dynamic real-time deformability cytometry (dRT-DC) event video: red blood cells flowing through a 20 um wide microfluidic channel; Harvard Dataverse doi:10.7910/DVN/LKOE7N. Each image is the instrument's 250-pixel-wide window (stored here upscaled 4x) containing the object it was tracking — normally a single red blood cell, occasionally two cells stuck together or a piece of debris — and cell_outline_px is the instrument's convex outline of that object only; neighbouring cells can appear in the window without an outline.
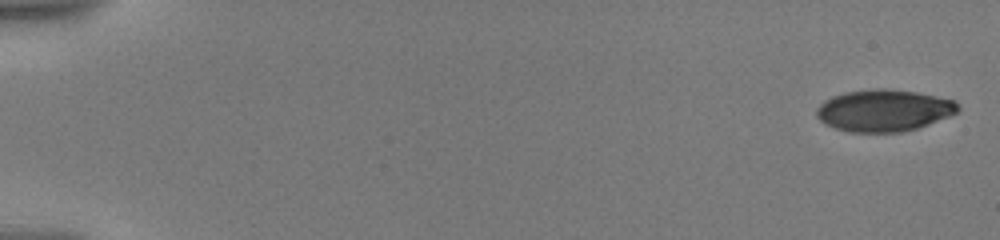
{"species": "human", "species_latin": "Homo sapiens", "temperature_condition": "warm", "stored_images_in_passage": 23, "camera_frame_rate_fps": 3000, "um_per_image_px": 0.085, "donor": {"sex": "male"}, "frame": {"image": 1, "passage_image": 1, "time_ms": 0.0, "image_size_px": [1000, 240], "cell_outline_px": [[960, 108], [956, 112], [948, 116], [928, 124], [916, 128], [900, 132], [848, 132], [824, 124], [816, 116], [816, 108], [824, 100], [832, 96], [844, 92], [872, 88], [884, 88], [916, 92], [956, 100]], "centroid_in_image_um": [75.09, 9.38], "position_along_channel_um": 9.9, "area_um2": 34.56}}
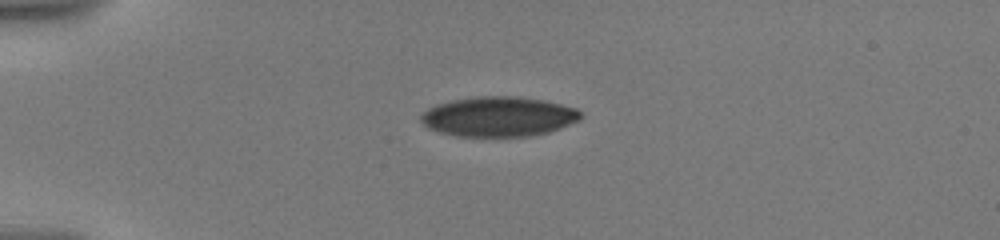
{"frame": {"image": 2, "passage_image": 15, "time_ms": 4.667, "image_size_px": [1000, 240], "cell_outline_px": [[584, 116], [580, 120], [560, 128], [548, 132], [532, 136], [456, 136], [440, 132], [428, 128], [420, 120], [420, 116], [428, 108], [436, 104], [452, 100], [476, 96], [516, 96], [544, 100], [576, 108]], "centroid_in_image_um": [42.39, 9.91], "position_along_channel_um": 42.6, "area_um2": 37.22}}
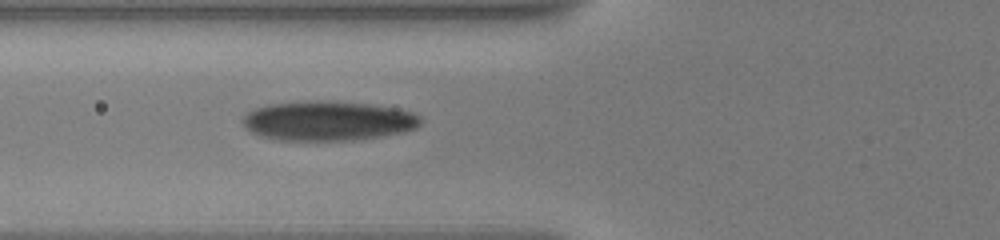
{"frame": {"image": 3, "passage_image": 22, "time_ms": 7.333, "image_size_px": [1000, 240], "cell_outline_px": [[420, 124], [416, 128], [404, 132], [348, 140], [280, 140], [260, 136], [244, 128], [240, 120], [248, 112], [256, 108], [268, 104], [316, 100], [336, 100], [372, 104], [396, 108], [412, 112], [420, 116]], "centroid_in_image_um": [27.85, 10.25], "position_along_channel_um": 98.0, "area_um2": 41.21}}